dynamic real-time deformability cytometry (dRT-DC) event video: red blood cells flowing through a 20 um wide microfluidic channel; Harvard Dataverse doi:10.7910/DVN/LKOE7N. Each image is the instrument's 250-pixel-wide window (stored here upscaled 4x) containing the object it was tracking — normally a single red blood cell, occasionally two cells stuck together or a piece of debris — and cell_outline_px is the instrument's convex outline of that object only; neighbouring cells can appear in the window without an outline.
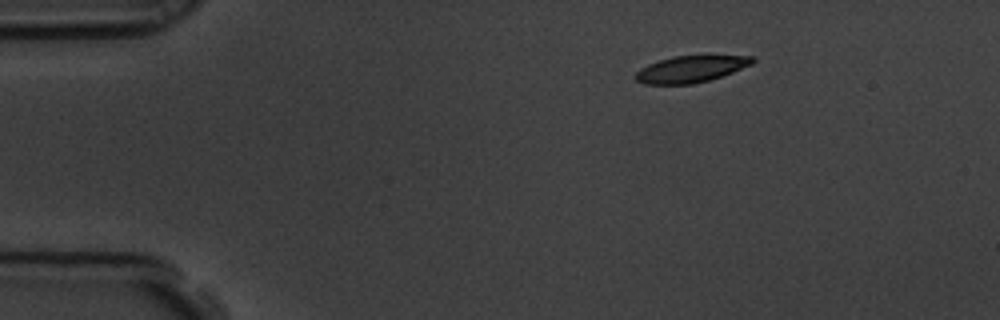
{"species": "common noctule bat (a hibernating species)", "species_latin": "Nyctalus noctula", "temperature_condition": "room temperature", "stored_images_in_passage": 3, "camera_frame_rate_fps": 3000, "um_per_image_px": 0.085, "animal": {"sex": "male", "body_mass_g": 19.5, "forearm_length_mm": 54.6}, "frame": {"image": 1, "passage_image": 1, "time_ms": 0.0, "image_size_px": [1000, 320], "cell_outline_px": [[756, 60], [752, 64], [732, 72], [708, 80], [692, 84], [644, 84], [636, 80], [632, 76], [640, 68], [648, 64], [672, 56], [708, 52], [752, 56]], "centroid_in_image_um": [58.77, 5.8], "position_along_channel_um": 26.2, "area_um2": 19.13}}